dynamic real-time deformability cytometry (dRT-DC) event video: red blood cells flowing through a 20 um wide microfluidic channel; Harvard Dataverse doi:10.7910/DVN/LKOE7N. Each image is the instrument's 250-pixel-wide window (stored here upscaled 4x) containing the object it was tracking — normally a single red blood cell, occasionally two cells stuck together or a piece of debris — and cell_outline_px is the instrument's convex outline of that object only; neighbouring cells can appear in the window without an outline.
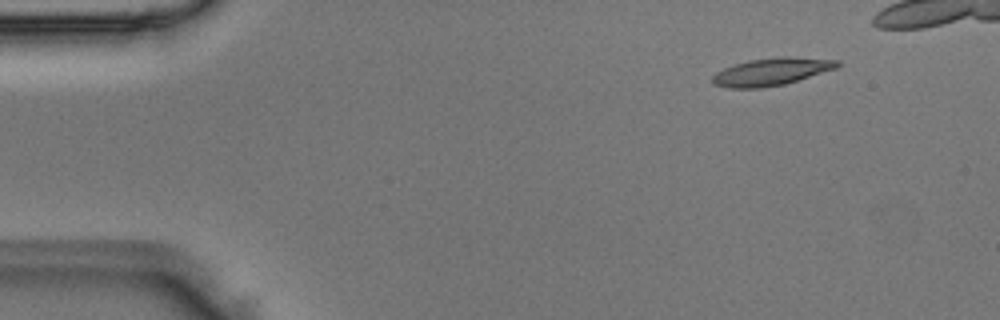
{"species": "Egyptian fruit bat (a non-hibernating species)", "species_latin": "Rousettus aegyptiacus", "temperature_condition": "room temperature", "stored_images_in_passage": 5, "camera_frame_rate_fps": 3000, "um_per_image_px": 0.085, "animal": {"sex": "male"}, "frame": {"image": 1, "passage_image": 2, "time_ms": 0.333, "image_size_px": [1000, 320], "cell_outline_px": [[840, 64], [836, 68], [784, 84], [760, 88], [728, 88], [716, 84], [712, 80], [712, 76], [716, 72], [724, 68], [748, 60], [784, 56], [840, 60]], "centroid_in_image_um": [65.57, 6.09], "position_along_channel_um": 19.4, "area_um2": 19.71}}